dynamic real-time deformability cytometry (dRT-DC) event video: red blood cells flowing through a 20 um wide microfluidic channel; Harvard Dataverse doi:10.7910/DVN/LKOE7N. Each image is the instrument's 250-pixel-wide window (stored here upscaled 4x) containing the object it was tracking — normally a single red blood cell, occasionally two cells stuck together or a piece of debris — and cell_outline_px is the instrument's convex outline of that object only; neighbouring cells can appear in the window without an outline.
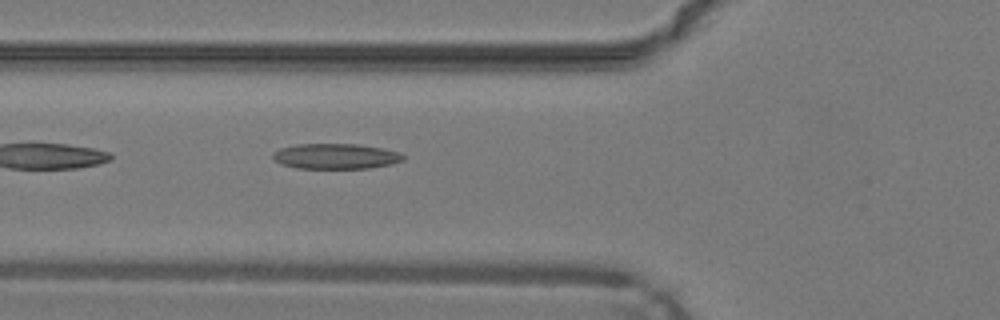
{"species": "common noctule bat (a hibernating species)", "species_latin": "Nyctalus noctula", "temperature_condition": "warm", "stored_images_in_passage": 33, "camera_frame_rate_fps": 3000, "um_per_image_px": 0.085, "animal": {"sex": "male", "body_mass_g": 19.2, "forearm_length_mm": 51.8}, "frame": {"image": 1, "passage_image": 3, "time_ms": 0.667, "image_size_px": [1000, 320], "cell_outline_px": [[404, 160], [392, 164], [368, 168], [296, 168], [280, 164], [272, 156], [272, 152], [280, 148], [296, 144], [356, 144], [384, 148], [400, 152], [404, 156]], "centroid_in_image_um": [28.54, 13.28], "position_along_channel_um": 97.3, "area_um2": 19.36}}
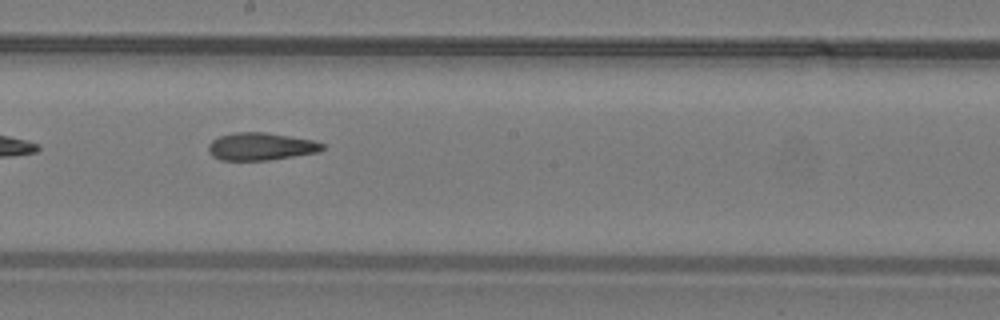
{"frame": {"image": 2, "passage_image": 12, "time_ms": 3.667, "image_size_px": [1000, 320], "cell_outline_px": [[324, 148], [320, 152], [268, 160], [220, 160], [212, 156], [208, 152], [208, 144], [212, 140], [220, 136], [236, 132], [264, 132], [312, 140], [324, 144]], "centroid_in_image_um": [22.15, 12.46], "position_along_channel_um": 226.1, "area_um2": 18.26}}
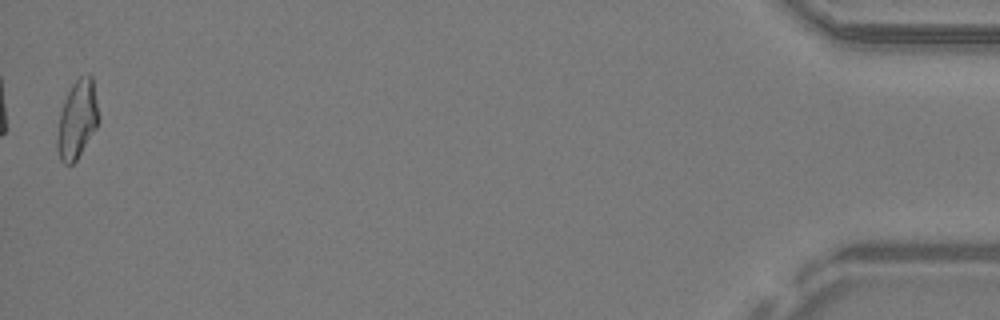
{"frame": {"image": 3, "passage_image": 33, "time_ms": 10.667, "image_size_px": [1000, 320], "cell_outline_px": [[100, 120], [96, 128], [76, 160], [72, 164], [64, 164], [60, 160], [56, 148], [56, 140], [60, 112], [64, 100], [72, 84], [80, 76], [88, 72], [92, 76], [100, 116]], "centroid_in_image_um": [6.57, 10.14], "position_along_channel_um": 428.6, "area_um2": 19.07}, "authors_computed_cell_mechanics": {"area_um2": 18.7272, "velocity_mm_per_s": 4.2762, "shape_relaxation_time_tau1_ms": null, "shape_relaxation_time_tau2_ms": 4.227, "deformation_change_tau1": null, "deformation_change_tau2": 0.1426}}